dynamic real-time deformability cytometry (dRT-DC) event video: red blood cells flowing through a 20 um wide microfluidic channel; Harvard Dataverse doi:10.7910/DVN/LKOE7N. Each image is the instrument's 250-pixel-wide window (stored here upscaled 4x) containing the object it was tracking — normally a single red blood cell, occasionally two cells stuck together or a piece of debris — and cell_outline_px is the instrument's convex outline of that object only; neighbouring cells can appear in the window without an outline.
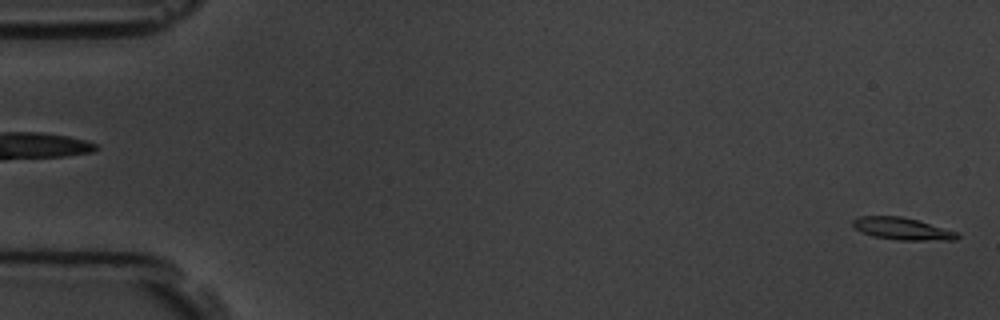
{"species": "common noctule bat (a hibernating species)", "species_latin": "Nyctalus noctula", "temperature_condition": "room temperature", "stored_images_in_passage": 5, "segment_of_instrument_passage": [2, 2], "camera_frame_rate_fps": 3000, "um_per_image_px": 0.085, "animal": {"sex": "male", "body_mass_g": 19.5, "forearm_length_mm": 54.6}, "frame": {"image": 1, "passage_image": 5, "time_ms": 4.667, "image_size_px": [1000, 320], "cell_outline_px": [[960, 236], [956, 240], [900, 240], [872, 236], [860, 232], [852, 224], [852, 220], [860, 216], [900, 216], [916, 220], [956, 232]], "centroid_in_image_um": [76.64, 19.45], "position_along_channel_um": 8.4, "area_um2": 13.29}}